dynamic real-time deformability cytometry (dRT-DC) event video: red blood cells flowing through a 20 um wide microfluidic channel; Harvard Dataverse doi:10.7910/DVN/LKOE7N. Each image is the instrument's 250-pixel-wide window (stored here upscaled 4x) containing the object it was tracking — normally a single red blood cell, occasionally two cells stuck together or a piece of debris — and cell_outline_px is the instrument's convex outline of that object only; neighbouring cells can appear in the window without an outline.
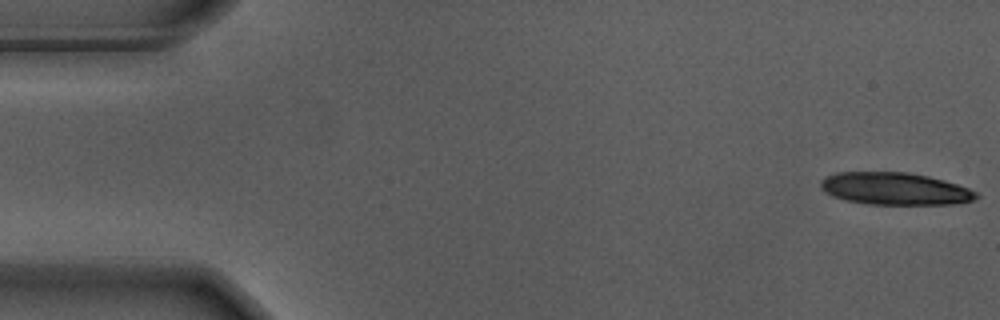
{"species": "Egyptian fruit bat (a non-hibernating species)", "species_latin": "Rousettus aegyptiacus", "temperature_condition": "warm", "stored_images_in_passage": 18, "camera_frame_rate_fps": 3000, "um_per_image_px": 0.085, "animal": {"sex": "male"}, "frame": {"image": 1, "passage_image": 1, "time_ms": 0.0, "image_size_px": [1000, 320], "cell_outline_px": [[980, 196], [972, 200], [952, 204], [868, 204], [848, 200], [832, 196], [820, 188], [820, 180], [828, 176], [840, 172], [908, 172], [928, 176], [944, 180], [968, 188], [976, 192]], "centroid_in_image_um": [76.06, 16.04], "position_along_channel_um": 8.9, "area_um2": 29.07}}